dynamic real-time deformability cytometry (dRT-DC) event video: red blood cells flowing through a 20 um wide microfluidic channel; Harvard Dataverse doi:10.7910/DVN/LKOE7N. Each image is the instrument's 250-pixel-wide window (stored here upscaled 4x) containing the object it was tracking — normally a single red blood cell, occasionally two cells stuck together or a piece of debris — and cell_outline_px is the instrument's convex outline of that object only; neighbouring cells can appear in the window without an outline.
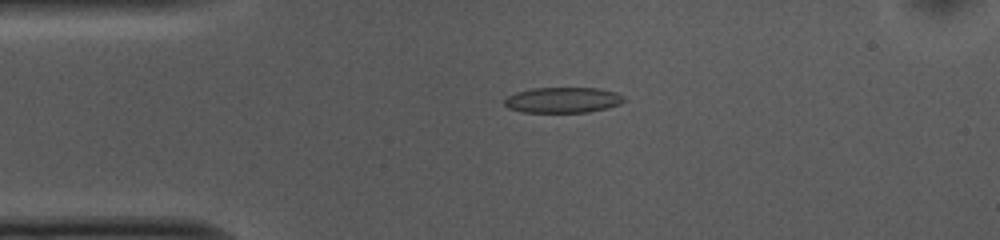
{"species": "common noctule bat (a hibernating species)", "species_latin": "Nyctalus noctula", "temperature_condition": "cold", "stored_images_in_passage": 52, "camera_frame_rate_fps": 3000, "um_per_image_px": 0.085, "animal": {"sex": "female", "body_mass_g": 10.0, "forearm_length_mm": 53.1}, "frame": {"image": 1, "passage_image": 11, "time_ms": 3.333, "image_size_px": [1000, 240], "cell_outline_px": [[624, 100], [620, 104], [608, 108], [588, 112], [524, 112], [508, 108], [504, 104], [504, 100], [508, 96], [516, 92], [532, 88], [600, 88], [616, 92], [624, 96]], "centroid_in_image_um": [47.86, 8.5], "position_along_channel_um": 37.1, "area_um2": 17.86}}
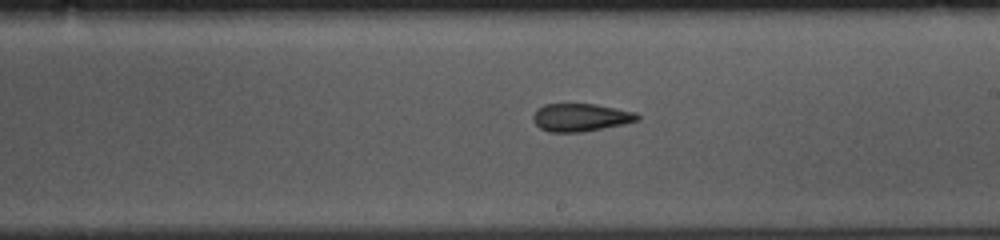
{"frame": {"image": 2, "passage_image": 29, "time_ms": 9.333, "image_size_px": [1000, 240], "cell_outline_px": [[640, 120], [624, 124], [580, 132], [548, 132], [540, 128], [532, 120], [532, 116], [536, 108], [544, 104], [596, 104], [636, 112], [640, 116]], "centroid_in_image_um": [49.34, 9.97], "position_along_channel_um": 239.7, "area_um2": 17.05}}
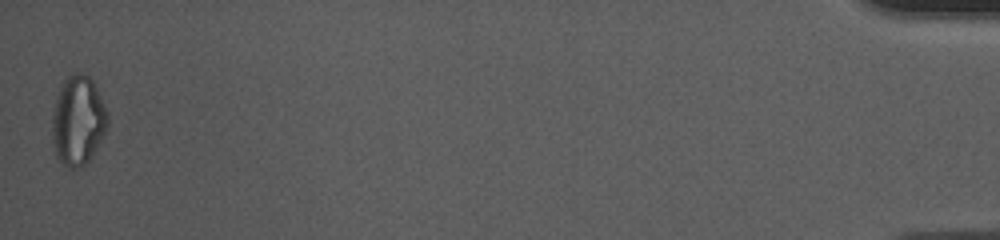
{"frame": {"image": 3, "passage_image": 52, "time_ms": 17.0, "image_size_px": [1000, 240], "cell_outline_px": [[108, 124], [100, 140], [88, 160], [80, 168], [68, 168], [56, 156], [52, 140], [52, 116], [56, 96], [60, 84], [68, 76], [76, 72], [80, 72], [88, 76], [92, 80], [108, 112]], "centroid_in_image_um": [6.6, 10.22], "position_along_channel_um": 428.6, "area_um2": 28.73}, "authors_computed_cell_mechanics": {"area_um2": 17.8891, "velocity_mm_per_s": 3.7519, "shape_relaxation_time_tau1_ms": null, "shape_relaxation_time_tau2_ms": 2.6943, "deformation_change_tau1": null, "deformation_change_tau2": 0.0997}}